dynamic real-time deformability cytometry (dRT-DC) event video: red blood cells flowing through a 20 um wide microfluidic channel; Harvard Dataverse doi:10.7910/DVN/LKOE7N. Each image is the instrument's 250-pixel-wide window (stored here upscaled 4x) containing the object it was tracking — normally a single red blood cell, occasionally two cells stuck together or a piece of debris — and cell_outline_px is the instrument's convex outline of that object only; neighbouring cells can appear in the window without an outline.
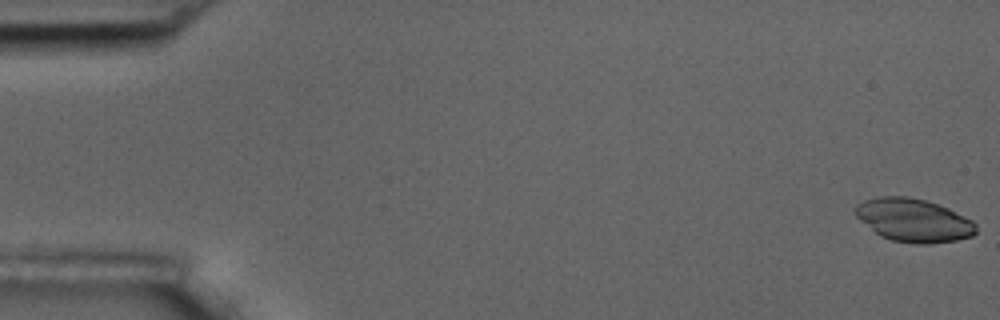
{"species": "common noctule bat (a hibernating species)", "species_latin": "Nyctalus noctula", "temperature_condition": "room temperature", "stored_images_in_passage": 7, "camera_frame_rate_fps": 3000, "um_per_image_px": 0.085, "animal": {"sex": "male", "body_mass_g": 17.5, "forearm_length_mm": 52.3}, "frame": {"image": 1, "passage_image": 1, "time_ms": 0.0, "image_size_px": [1000, 320], "cell_outline_px": [[976, 232], [972, 236], [956, 240], [928, 244], [916, 244], [892, 240], [880, 236], [860, 220], [856, 216], [856, 204], [864, 200], [880, 196], [908, 196], [924, 200], [948, 208], [972, 220], [976, 224]], "centroid_in_image_um": [77.65, 18.72], "position_along_channel_um": 7.3, "area_um2": 30.23}}
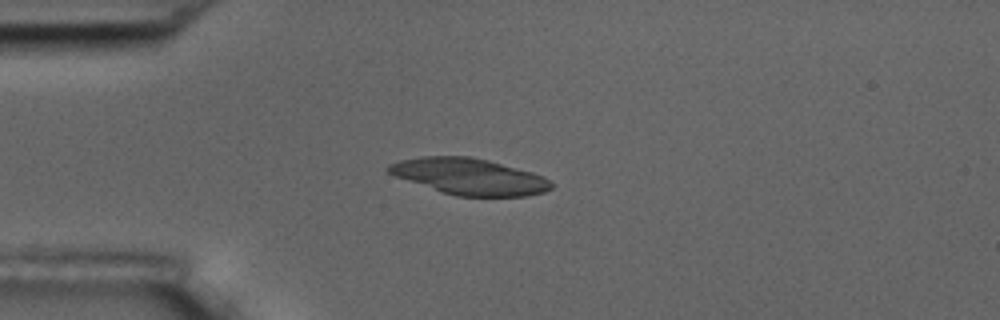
{"frame": {"image": 2, "passage_image": 5, "time_ms": 4.667, "image_size_px": [1000, 320], "cell_outline_px": [[556, 184], [552, 188], [544, 192], [528, 196], [456, 196], [440, 192], [396, 176], [388, 172], [384, 168], [388, 164], [400, 160], [420, 156], [468, 156], [488, 160], [532, 172], [544, 176]], "centroid_in_image_um": [39.91, 15.0], "position_along_channel_um": 45.1, "area_um2": 34.56}}